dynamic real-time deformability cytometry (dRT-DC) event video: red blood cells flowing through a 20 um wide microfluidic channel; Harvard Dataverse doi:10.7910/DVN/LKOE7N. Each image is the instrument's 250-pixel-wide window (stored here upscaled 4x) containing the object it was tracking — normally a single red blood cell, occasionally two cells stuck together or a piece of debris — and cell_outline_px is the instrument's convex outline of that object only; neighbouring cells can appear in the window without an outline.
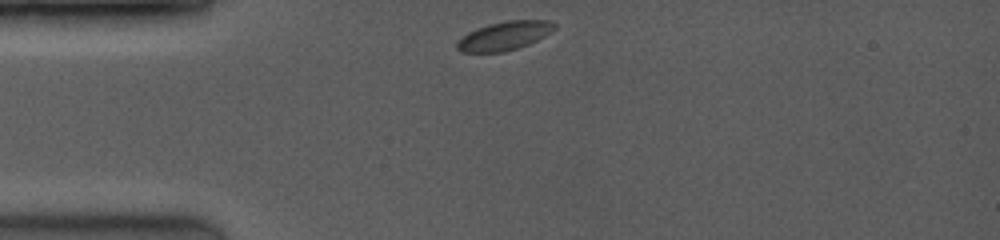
{"species": "common noctule bat (a hibernating species)", "species_latin": "Nyctalus noctula", "temperature_condition": "room temperature", "stored_images_in_passage": 38, "camera_frame_rate_fps": 3500, "um_per_image_px": 0.085, "animal": {"sex": "female", "body_mass_g": 19.0, "forearm_length_mm": 53.3}, "frame": {"image": 1, "passage_image": 1, "time_ms": 0.0, "image_size_px": [1000, 240], "cell_outline_px": [[556, 28], [552, 32], [528, 44], [504, 52], [460, 52], [456, 48], [456, 44], [468, 32], [476, 28], [488, 24], [508, 20], [552, 20], [556, 24]], "centroid_in_image_um": [42.9, 3.03], "position_along_channel_um": 42.1, "area_um2": 16.3}}
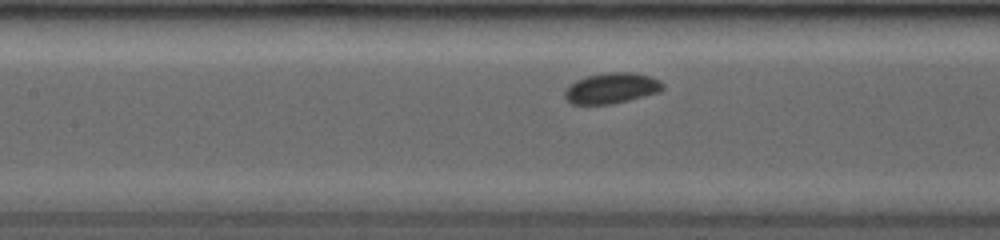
{"frame": {"image": 2, "passage_image": 13, "time_ms": 3.429, "image_size_px": [1000, 240], "cell_outline_px": [[664, 88], [660, 92], [612, 104], [572, 104], [564, 96], [564, 92], [576, 80], [588, 76], [608, 72], [632, 72], [648, 76], [660, 80], [664, 84]], "centroid_in_image_um": [52.02, 7.49], "position_along_channel_um": 155.4, "area_um2": 17.34}}
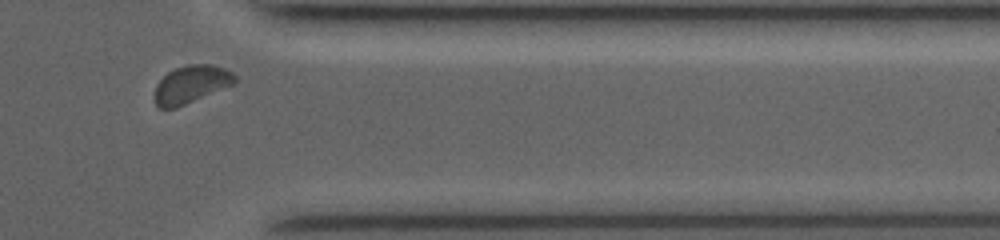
{"frame": {"image": 3, "passage_image": 35, "time_ms": 9.429, "image_size_px": [1000, 240], "cell_outline_px": [[236, 80], [232, 84], [176, 108], [160, 108], [156, 104], [152, 96], [156, 84], [168, 72], [176, 68], [188, 64], [212, 64], [224, 68], [232, 72], [236, 76]], "centroid_in_image_um": [16.2, 7.16], "position_along_channel_um": 395.2, "area_um2": 17.51}, "authors_computed_cell_mechanics": {"area_um2": 17.1666, "velocity_mm_per_s": 4.0135, "shape_relaxation_time_tau1_ms": 0.6045, "shape_relaxation_time_tau2_ms": null, "deformation_change_tau1": 0.0389, "deformation_change_tau2": null}}